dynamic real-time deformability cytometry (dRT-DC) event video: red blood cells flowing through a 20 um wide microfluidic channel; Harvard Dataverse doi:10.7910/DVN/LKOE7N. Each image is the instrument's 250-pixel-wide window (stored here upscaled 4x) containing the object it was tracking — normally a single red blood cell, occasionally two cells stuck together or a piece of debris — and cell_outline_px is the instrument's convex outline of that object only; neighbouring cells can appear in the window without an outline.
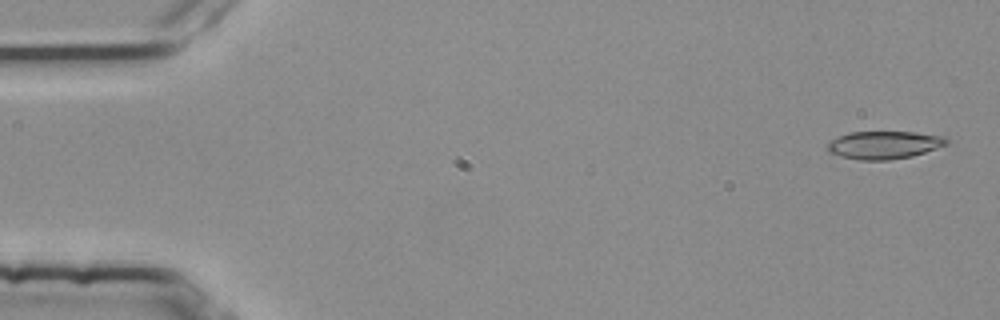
{"species": "common noctule bat (a hibernating species)", "species_latin": "Nyctalus noctula", "temperature_condition": "room temperature", "stored_images_in_passage": 54, "camera_frame_rate_fps": 3000, "um_per_image_px": 0.085, "animal": {"sex": "female", "body_mass_g": 25.1}, "frame": {"image": 1, "passage_image": 2, "time_ms": 0.333, "image_size_px": [1000, 320], "cell_outline_px": [[948, 144], [912, 156], [888, 160], [860, 160], [840, 156], [828, 152], [828, 144], [832, 140], [848, 132], [916, 132], [944, 136], [948, 140]], "centroid_in_image_um": [75.16, 12.32], "position_along_channel_um": 9.8, "area_um2": 19.19}}
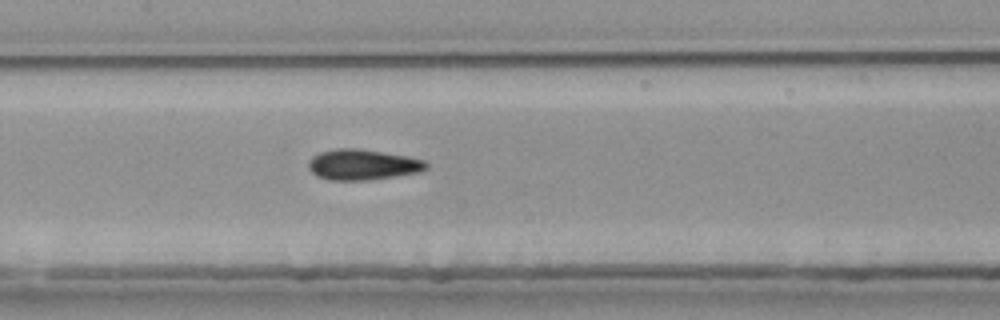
{"frame": {"image": 2, "passage_image": 26, "time_ms": 8.333, "image_size_px": [1000, 320], "cell_outline_px": [[428, 168], [420, 172], [368, 180], [328, 180], [316, 176], [308, 168], [308, 160], [312, 156], [320, 152], [336, 148], [356, 148], [404, 156], [424, 160], [428, 164]], "centroid_in_image_um": [30.78, 14.0], "position_along_channel_um": 176.6, "area_um2": 20.92}}
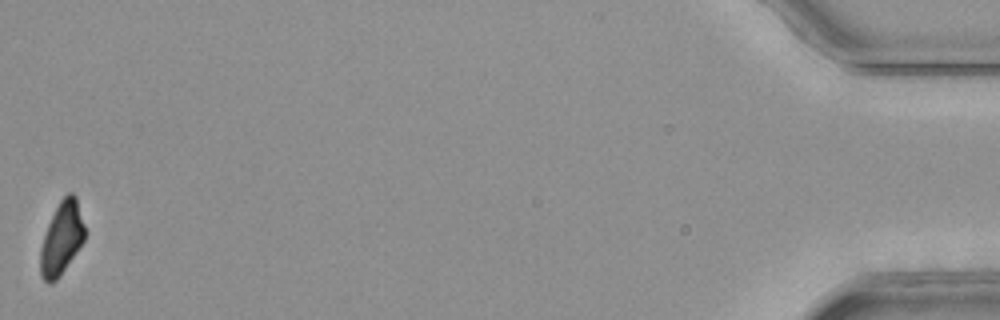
{"frame": {"image": 3, "passage_image": 54, "time_ms": 17.667, "image_size_px": [1000, 320], "cell_outline_px": [[84, 240], [60, 276], [52, 284], [48, 284], [40, 276], [40, 248], [48, 224], [60, 200], [68, 192], [72, 192], [76, 196], [84, 224]], "centroid_in_image_um": [5.22, 20.27], "position_along_channel_um": 430.0, "area_um2": 18.67}, "authors_computed_cell_mechanics": {"area_um2": 20.2589, "velocity_mm_per_s": 3.803, "shape_relaxation_time_tau1_ms": null, "shape_relaxation_time_tau2_ms": 2.6558, "deformation_change_tau1": null, "deformation_change_tau2": 0.0829}}